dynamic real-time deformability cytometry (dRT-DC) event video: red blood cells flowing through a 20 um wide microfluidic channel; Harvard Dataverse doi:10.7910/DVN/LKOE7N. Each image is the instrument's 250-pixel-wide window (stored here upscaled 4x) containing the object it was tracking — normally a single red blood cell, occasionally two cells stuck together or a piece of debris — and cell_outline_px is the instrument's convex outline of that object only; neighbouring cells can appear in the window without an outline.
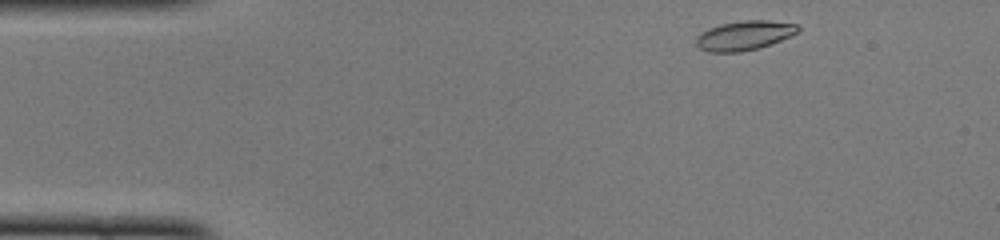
{"species": "common noctule bat (a hibernating species)", "species_latin": "Nyctalus noctula", "temperature_condition": "cold", "stored_images_in_passage": 43, "camera_frame_rate_fps": 3000, "um_per_image_px": 0.085, "animal": {"sex": "female", "body_mass_g": 22.0, "forearm_length_mm": 56.7}, "frame": {"image": 1, "passage_image": 1, "time_ms": 0.0, "image_size_px": [1000, 240], "cell_outline_px": [[800, 32], [760, 48], [740, 52], [708, 52], [700, 48], [696, 44], [696, 36], [700, 32], [708, 28], [720, 24], [744, 20], [768, 20], [796, 24], [800, 28]], "centroid_in_image_um": [63.25, 3.01], "position_along_channel_um": 21.7, "area_um2": 17.57}}
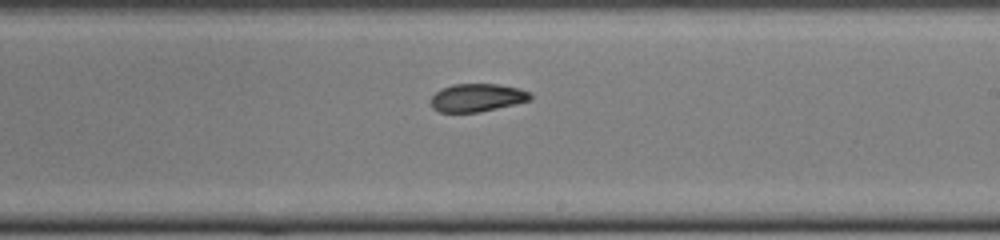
{"frame": {"image": 2, "passage_image": 23, "time_ms": 7.333, "image_size_px": [1000, 240], "cell_outline_px": [[532, 100], [480, 112], [440, 112], [432, 108], [432, 96], [440, 88], [452, 84], [496, 84], [520, 88], [532, 92]], "centroid_in_image_um": [40.59, 8.29], "position_along_channel_um": 248.4, "area_um2": 16.36}}
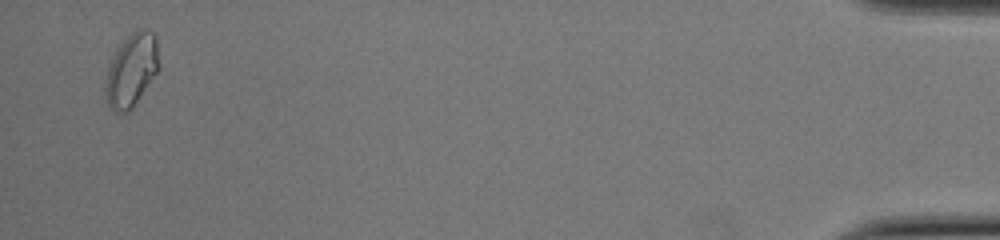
{"frame": {"image": 3, "passage_image": 42, "time_ms": 13.667, "image_size_px": [1000, 240], "cell_outline_px": [[160, 68], [132, 108], [128, 112], [116, 112], [104, 100], [104, 88], [108, 68], [112, 56], [120, 44], [136, 28], [144, 28], [152, 32], [156, 36], [160, 64]], "centroid_in_image_um": [11.18, 5.94], "position_along_channel_um": 424.0, "area_um2": 23.0}, "authors_computed_cell_mechanics": {"area_um2": 17.2244, "velocity_mm_per_s": 4.1002, "shape_relaxation_time_tau1_ms": 6.7139, "shape_relaxation_time_tau2_ms": 2.6927, "deformation_change_tau1": 0.1576, "deformation_change_tau2": 0.0703}}